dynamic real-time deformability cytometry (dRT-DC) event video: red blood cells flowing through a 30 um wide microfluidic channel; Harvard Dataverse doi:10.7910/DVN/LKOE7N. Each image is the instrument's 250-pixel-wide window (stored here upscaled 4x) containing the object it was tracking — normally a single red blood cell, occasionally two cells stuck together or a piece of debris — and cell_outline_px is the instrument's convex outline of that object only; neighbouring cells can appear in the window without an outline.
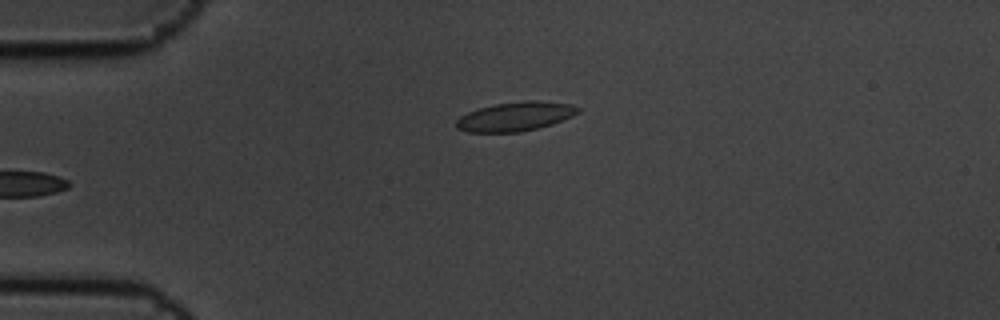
{"species": "common noctule bat (a hibernating species)", "species_latin": "Nyctalus noctula", "temperature_condition": "cold", "stored_images_in_passage": 5, "camera_frame_rate_fps": 3000, "um_per_image_px": 0.085, "animal": {"sex": "male", "body_mass_g": 19.5, "forearm_length_mm": 54.6}, "frame": {"image": 1, "passage_image": 5, "time_ms": 1.333, "image_size_px": [1000, 320], "cell_outline_px": [[580, 112], [572, 116], [552, 124], [520, 132], [468, 132], [456, 128], [456, 120], [460, 116], [468, 112], [492, 104], [524, 100], [536, 100], [568, 104], [580, 108]], "centroid_in_image_um": [43.78, 9.89], "position_along_channel_um": 41.2, "area_um2": 20.63}}